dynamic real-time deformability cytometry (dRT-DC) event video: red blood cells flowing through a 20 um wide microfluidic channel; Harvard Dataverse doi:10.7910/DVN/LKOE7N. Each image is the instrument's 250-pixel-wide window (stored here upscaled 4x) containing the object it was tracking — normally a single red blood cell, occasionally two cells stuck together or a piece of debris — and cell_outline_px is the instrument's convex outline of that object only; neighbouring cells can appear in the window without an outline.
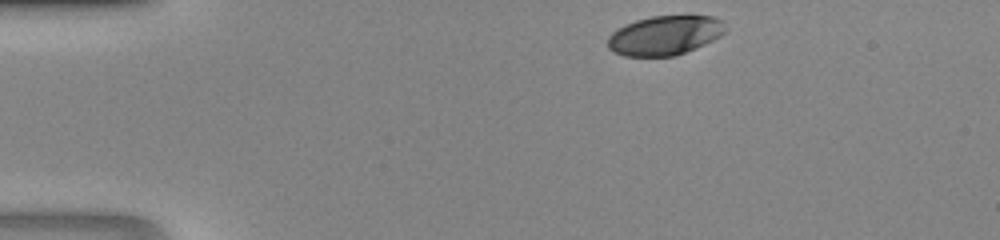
{"species": "human", "species_latin": "Homo sapiens", "temperature_condition": "room temperature", "stored_images_in_passage": 31, "camera_frame_rate_fps": 3000, "um_per_image_px": 0.085, "donor": {"sex": "male"}, "frame": {"image": 1, "passage_image": 1, "time_ms": 0.0, "image_size_px": [1000, 240], "cell_outline_px": [[724, 32], [720, 36], [704, 44], [676, 56], [624, 56], [608, 48], [608, 36], [612, 32], [636, 20], [652, 16], [712, 16], [720, 20], [724, 28]], "centroid_in_image_um": [56.48, 3.01], "position_along_channel_um": 28.5, "area_um2": 26.53}}
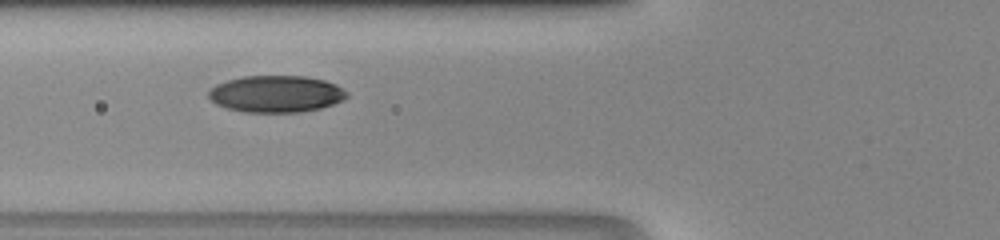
{"frame": {"image": 2, "passage_image": 11, "time_ms": 3.333, "image_size_px": [1000, 240], "cell_outline_px": [[348, 96], [344, 100], [320, 108], [300, 112], [244, 112], [228, 108], [216, 104], [208, 96], [208, 92], [216, 84], [228, 80], [244, 76], [304, 76], [324, 80], [336, 84], [348, 92]], "centroid_in_image_um": [23.49, 7.98], "position_along_channel_um": 102.3, "area_um2": 29.59}}
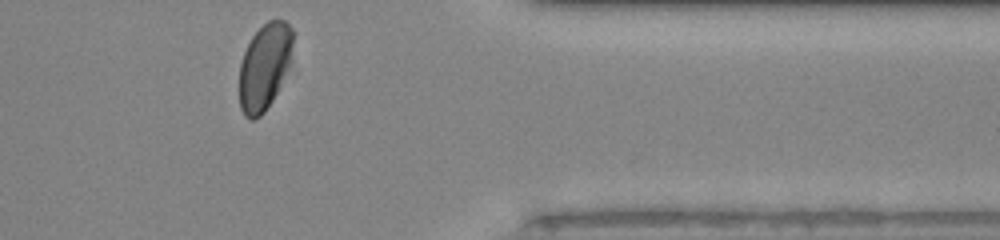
{"frame": {"image": 3, "passage_image": 31, "time_ms": 10.0, "image_size_px": [1000, 240], "cell_outline_px": [[292, 44], [288, 68], [272, 100], [264, 112], [260, 116], [252, 120], [248, 120], [244, 116], [240, 108], [240, 64], [244, 52], [252, 36], [268, 20], [284, 20], [292, 28]], "centroid_in_image_um": [22.46, 5.68], "position_along_channel_um": 388.9, "area_um2": 26.53}}